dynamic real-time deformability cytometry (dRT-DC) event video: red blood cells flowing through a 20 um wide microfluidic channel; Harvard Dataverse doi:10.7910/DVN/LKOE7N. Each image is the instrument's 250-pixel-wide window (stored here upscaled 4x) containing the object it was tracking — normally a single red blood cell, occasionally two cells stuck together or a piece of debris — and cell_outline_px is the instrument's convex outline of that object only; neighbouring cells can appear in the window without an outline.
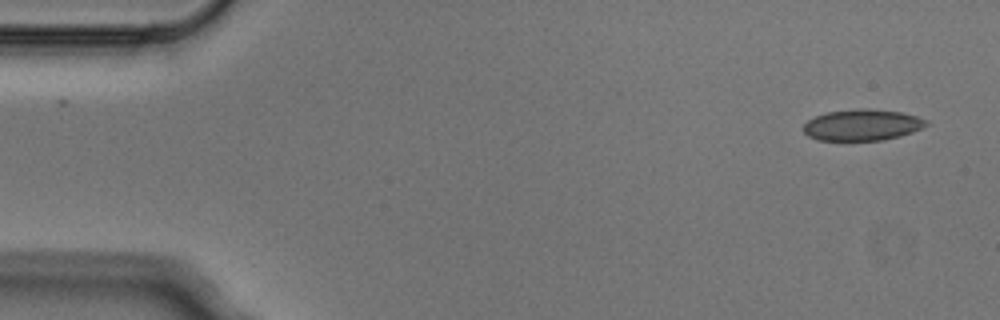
{"species": "Egyptian fruit bat (a non-hibernating species)", "species_latin": "Rousettus aegyptiacus", "temperature_condition": "cold", "stored_images_in_passage": 2, "camera_frame_rate_fps": 3000, "um_per_image_px": 0.085, "animal": {"sex": "male"}, "frame": {"image": 1, "passage_image": 2, "time_ms": 0.333, "image_size_px": [1000, 320], "cell_outline_px": [[928, 124], [912, 132], [900, 136], [884, 140], [816, 140], [808, 136], [804, 132], [804, 124], [808, 120], [816, 116], [828, 112], [856, 108], [868, 108], [900, 112], [916, 116], [928, 120]], "centroid_in_image_um": [73.28, 10.62], "position_along_channel_um": 11.7, "area_um2": 22.31}}